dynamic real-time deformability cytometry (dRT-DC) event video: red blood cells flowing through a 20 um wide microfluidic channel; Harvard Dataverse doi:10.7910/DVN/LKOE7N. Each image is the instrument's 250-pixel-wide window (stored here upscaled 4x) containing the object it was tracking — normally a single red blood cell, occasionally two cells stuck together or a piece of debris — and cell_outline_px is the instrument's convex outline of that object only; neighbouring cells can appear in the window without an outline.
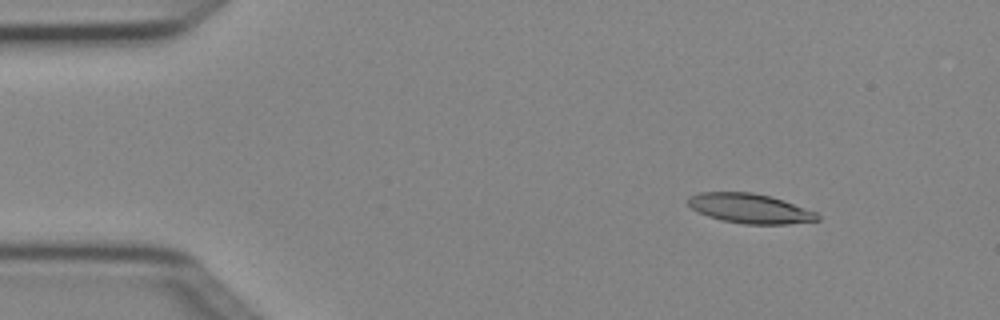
{"species": "Egyptian fruit bat (a non-hibernating species)", "species_latin": "Rousettus aegyptiacus", "temperature_condition": "cold", "stored_images_in_passage": 4, "camera_frame_rate_fps": 3000, "um_per_image_px": 0.085, "animal": {"sex": "female"}, "frame": {"image": 1, "passage_image": 2, "time_ms": 0.333, "image_size_px": [1000, 320], "cell_outline_px": [[820, 220], [788, 224], [744, 224], [720, 220], [708, 216], [692, 208], [688, 204], [688, 196], [700, 192], [752, 192], [784, 200], [816, 212], [820, 216]], "centroid_in_image_um": [63.75, 17.72], "position_along_channel_um": 21.3, "area_um2": 22.31}}